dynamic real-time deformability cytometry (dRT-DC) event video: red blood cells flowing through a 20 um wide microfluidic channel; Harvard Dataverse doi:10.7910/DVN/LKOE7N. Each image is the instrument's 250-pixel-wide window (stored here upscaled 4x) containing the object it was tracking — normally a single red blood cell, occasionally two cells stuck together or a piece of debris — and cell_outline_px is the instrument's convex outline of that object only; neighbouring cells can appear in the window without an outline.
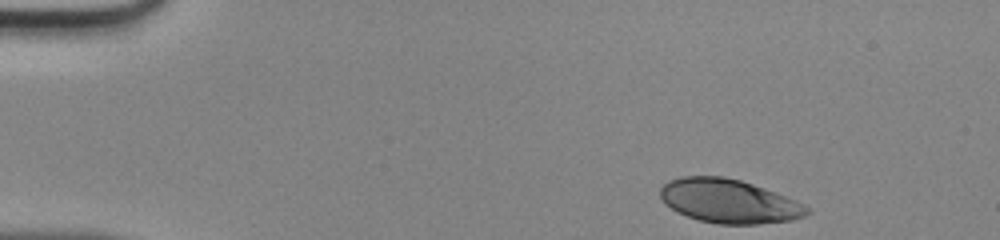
{"species": "human", "species_latin": "Homo sapiens", "temperature_condition": "room temperature", "stored_images_in_passage": 36, "camera_frame_rate_fps": 3000, "um_per_image_px": 0.085, "donor": {"sex": "male"}, "frame": {"image": 1, "passage_image": 1, "time_ms": 0.0, "image_size_px": [1000, 240], "cell_outline_px": [[812, 212], [804, 216], [792, 220], [760, 224], [716, 224], [700, 220], [676, 212], [664, 204], [660, 196], [660, 188], [668, 180], [680, 176], [724, 176], [740, 180], [764, 188], [796, 200], [808, 208]], "centroid_in_image_um": [61.93, 17.1], "position_along_channel_um": 23.1, "area_um2": 37.63}}
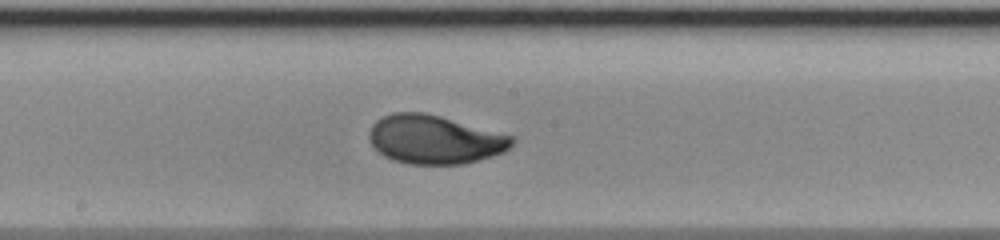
{"frame": {"image": 2, "passage_image": 21, "time_ms": 6.667, "image_size_px": [1000, 240], "cell_outline_px": [[516, 140], [504, 152], [464, 164], [408, 164], [392, 160], [384, 156], [368, 140], [368, 132], [372, 124], [376, 120], [392, 112], [424, 112], [440, 116], [516, 136]], "centroid_in_image_um": [36.94, 11.85], "position_along_channel_um": 211.3, "area_um2": 40.75}}
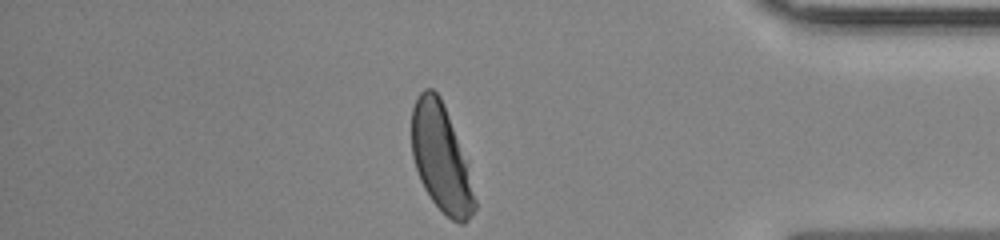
{"frame": {"image": 3, "passage_image": 36, "time_ms": 11.667, "image_size_px": [1000, 240], "cell_outline_px": [[476, 208], [468, 220], [464, 224], [460, 224], [452, 220], [432, 200], [424, 188], [420, 180], [412, 156], [412, 108], [420, 92], [424, 88], [432, 88], [440, 96], [452, 128], [476, 200]], "centroid_in_image_um": [37.43, 13.46], "position_along_channel_um": 397.8, "area_um2": 37.74}}